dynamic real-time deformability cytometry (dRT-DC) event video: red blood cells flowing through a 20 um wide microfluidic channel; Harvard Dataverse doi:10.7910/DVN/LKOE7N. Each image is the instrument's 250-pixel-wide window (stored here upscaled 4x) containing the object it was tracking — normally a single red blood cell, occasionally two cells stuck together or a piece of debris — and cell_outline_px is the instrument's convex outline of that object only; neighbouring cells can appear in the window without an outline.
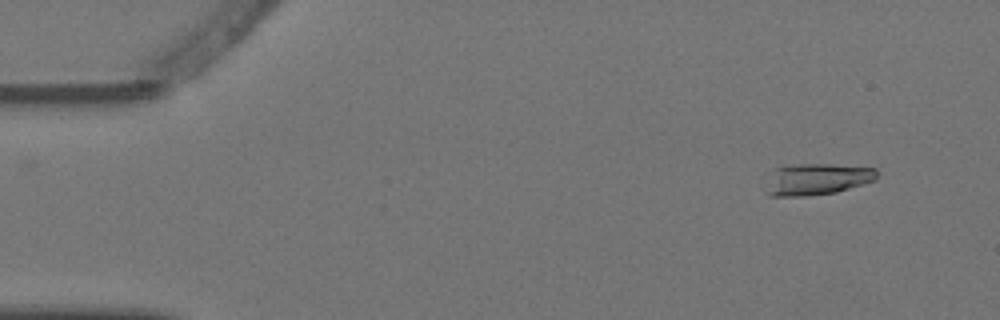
{"species": "Egyptian fruit bat (a non-hibernating species)", "species_latin": "Rousettus aegyptiacus", "temperature_condition": "warm", "stored_images_in_passage": 6, "camera_frame_rate_fps": 3000, "um_per_image_px": 0.085, "animal": {"sex": "female"}, "frame": {"image": 1, "passage_image": 1, "time_ms": 0.0, "image_size_px": [1000, 320], "cell_outline_px": [[876, 180], [836, 192], [808, 196], [768, 196], [764, 192], [772, 168], [784, 164], [832, 164], [876, 168]], "centroid_in_image_um": [69.35, 15.22], "position_along_channel_um": 15.6, "area_um2": 20.81}}
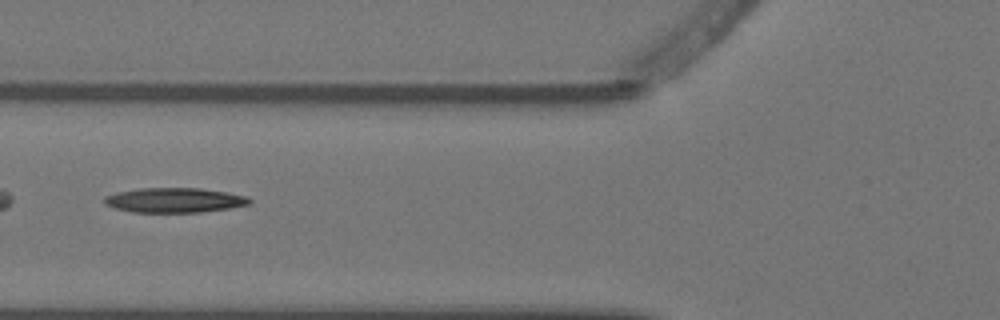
{"frame": {"image": 2, "passage_image": 4, "time_ms": 1.0, "image_size_px": [1000, 320], "cell_outline_px": [[252, 204], [228, 208], [200, 212], [132, 212], [116, 208], [104, 204], [104, 196], [116, 192], [140, 188], [200, 188], [228, 192], [248, 196], [252, 200]], "centroid_in_image_um": [14.85, 17.01], "position_along_channel_um": 111.0, "area_um2": 21.04}}
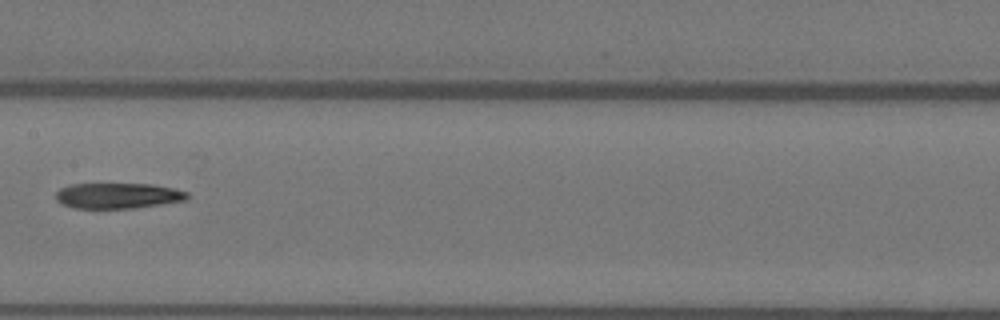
{"frame": {"image": 3, "passage_image": 6, "time_ms": 1.667, "image_size_px": [1000, 320], "cell_outline_px": [[188, 196], [184, 200], [160, 204], [132, 208], [72, 208], [60, 204], [56, 200], [56, 192], [60, 188], [68, 184], [152, 184], [172, 188], [188, 192]], "centroid_in_image_um": [9.94, 16.63], "position_along_channel_um": 197.5, "area_um2": 19.54}}